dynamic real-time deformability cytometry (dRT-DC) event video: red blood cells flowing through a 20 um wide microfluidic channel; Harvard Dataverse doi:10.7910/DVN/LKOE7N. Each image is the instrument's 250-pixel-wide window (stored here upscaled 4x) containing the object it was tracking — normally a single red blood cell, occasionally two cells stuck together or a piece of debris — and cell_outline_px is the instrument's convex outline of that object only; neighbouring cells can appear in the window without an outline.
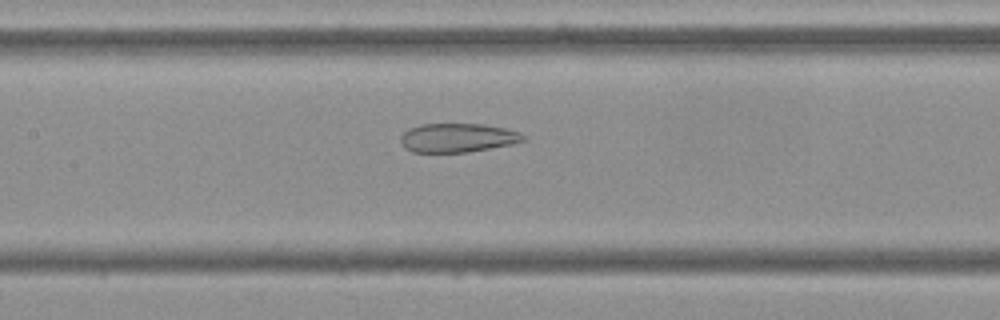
{"species": "Egyptian fruit bat (a non-hibernating species)", "species_latin": "Rousettus aegyptiacus", "temperature_condition": "cold", "stored_images_in_passage": 54, "camera_frame_rate_fps": 3000, "um_per_image_px": 0.085, "frame": {"image": 1, "passage_image": 25, "time_ms": 8.0, "image_size_px": [1000, 320], "cell_outline_px": [[528, 140], [512, 144], [468, 152], [412, 152], [404, 148], [400, 140], [400, 136], [408, 128], [420, 124], [484, 124], [504, 128], [520, 132], [528, 136]], "centroid_in_image_um": [38.92, 11.71], "position_along_channel_um": 168.5, "area_um2": 20.92}}
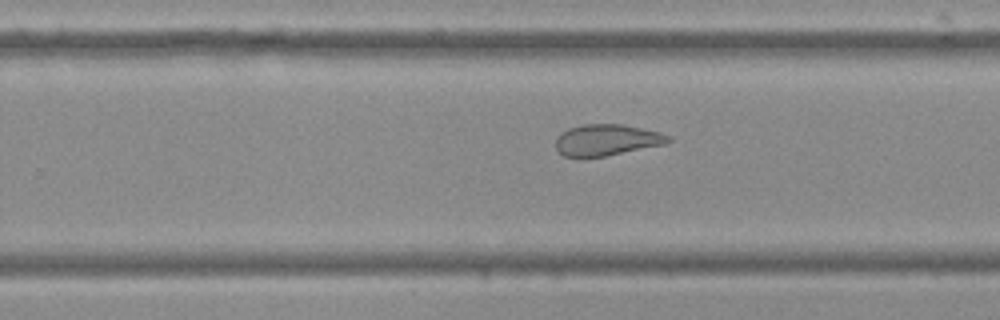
{"frame": {"image": 2, "passage_image": 34, "time_ms": 11.0, "image_size_px": [1000, 320], "cell_outline_px": [[672, 140], [664, 144], [604, 156], [564, 156], [556, 148], [556, 136], [560, 132], [568, 128], [584, 124], [624, 124], [660, 132], [672, 136]], "centroid_in_image_um": [51.58, 11.87], "position_along_channel_um": 278.2, "area_um2": 20.4}}
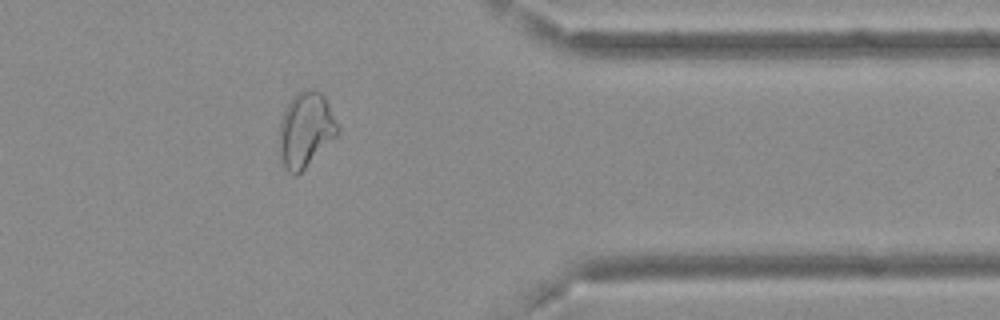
{"frame": {"image": 3, "passage_image": 44, "time_ms": 14.333, "image_size_px": [1000, 320], "cell_outline_px": [[340, 132], [296, 176], [288, 172], [284, 168], [280, 160], [280, 120], [288, 104], [296, 92], [308, 88], [312, 88], [320, 92], [324, 96], [340, 128]], "centroid_in_image_um": [25.98, 11.02], "position_along_channel_um": 385.4, "area_um2": 25.32}, "authors_computed_cell_mechanics": {"area_um2": 26.3568, "velocity_mm_per_s": 3.6703, "shape_relaxation_time_tau1_ms": null, "shape_relaxation_time_tau2_ms": 1.9822, "deformation_change_tau1": null, "deformation_change_tau2": 0.0988}}